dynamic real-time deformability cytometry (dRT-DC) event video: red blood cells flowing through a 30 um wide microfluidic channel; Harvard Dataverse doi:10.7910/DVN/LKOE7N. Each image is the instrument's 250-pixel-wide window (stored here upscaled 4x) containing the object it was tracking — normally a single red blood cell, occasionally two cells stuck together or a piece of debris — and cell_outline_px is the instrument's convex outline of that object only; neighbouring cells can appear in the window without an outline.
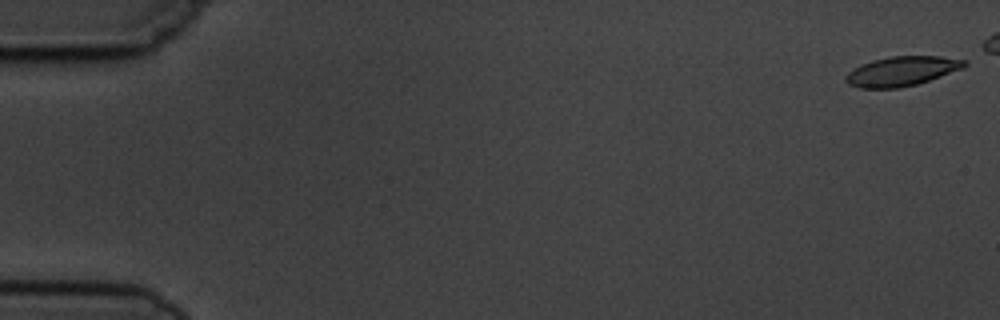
{"species": "common noctule bat (a hibernating species)", "species_latin": "Nyctalus noctula", "temperature_condition": "cold", "stored_images_in_passage": 13, "camera_frame_rate_fps": 3000, "um_per_image_px": 0.085, "animal": {"sex": "male", "body_mass_g": 19.5, "forearm_length_mm": 54.6}, "frame": {"image": 1, "passage_image": 1, "time_ms": 0.0, "image_size_px": [1000, 320], "cell_outline_px": [[968, 64], [964, 68], [916, 84], [896, 88], [860, 88], [848, 84], [844, 80], [844, 76], [848, 72], [860, 64], [872, 60], [892, 56], [940, 56], [968, 60]], "centroid_in_image_um": [76.64, 6.04], "position_along_channel_um": 8.4, "area_um2": 20.46}}
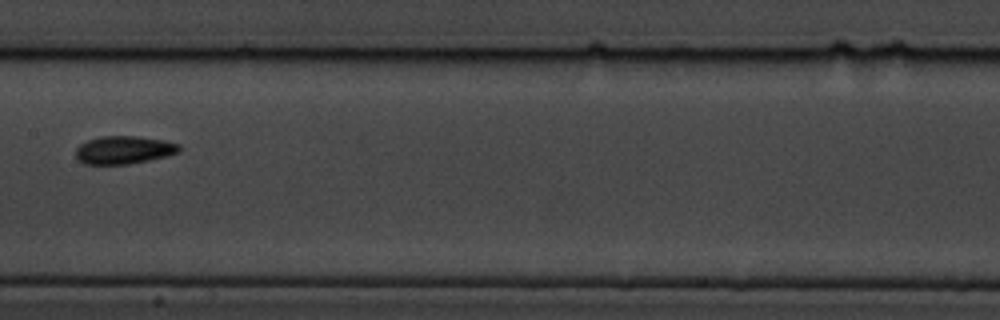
{"frame": {"image": 2, "passage_image": 10, "time_ms": 11.0, "image_size_px": [1000, 320], "cell_outline_px": [[180, 152], [148, 160], [128, 164], [84, 164], [76, 156], [76, 148], [80, 144], [88, 140], [100, 136], [136, 136], [164, 140], [180, 144]], "centroid_in_image_um": [10.53, 12.74], "position_along_channel_um": 196.9, "area_um2": 16.76}}
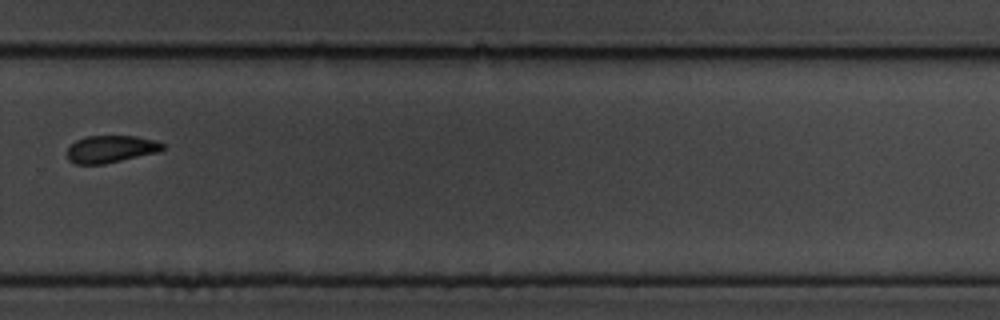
{"frame": {"image": 3, "passage_image": 13, "time_ms": 14.333, "image_size_px": [1000, 320], "cell_outline_px": [[164, 148], [160, 152], [104, 164], [76, 164], [68, 160], [68, 148], [76, 140], [88, 136], [136, 136], [156, 140], [164, 144]], "centroid_in_image_um": [9.45, 12.67], "position_along_channel_um": 320.3, "area_um2": 15.2}}